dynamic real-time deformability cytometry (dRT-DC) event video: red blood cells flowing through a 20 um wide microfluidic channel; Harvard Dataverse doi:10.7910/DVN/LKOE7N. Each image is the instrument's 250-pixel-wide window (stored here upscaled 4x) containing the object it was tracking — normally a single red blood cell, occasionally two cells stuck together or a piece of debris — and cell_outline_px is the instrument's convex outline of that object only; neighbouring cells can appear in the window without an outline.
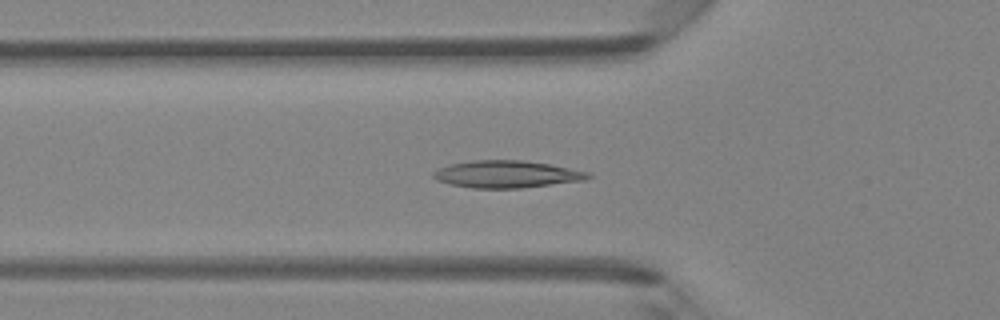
{"species": "Egyptian fruit bat (a non-hibernating species)", "species_latin": "Rousettus aegyptiacus", "temperature_condition": "room temperature", "stored_images_in_passage": 43, "camera_frame_rate_fps": 3000, "um_per_image_px": 0.085, "animal": {"sex": "female"}, "frame": {"image": 1, "passage_image": 12, "time_ms": 3.667, "image_size_px": [1000, 320], "cell_outline_px": [[592, 176], [588, 180], [520, 188], [472, 188], [452, 184], [436, 180], [432, 176], [432, 172], [448, 164], [472, 160], [524, 160], [552, 164], [588, 172]], "centroid_in_image_um": [43.09, 14.8], "position_along_channel_um": 82.7, "area_um2": 24.68}}
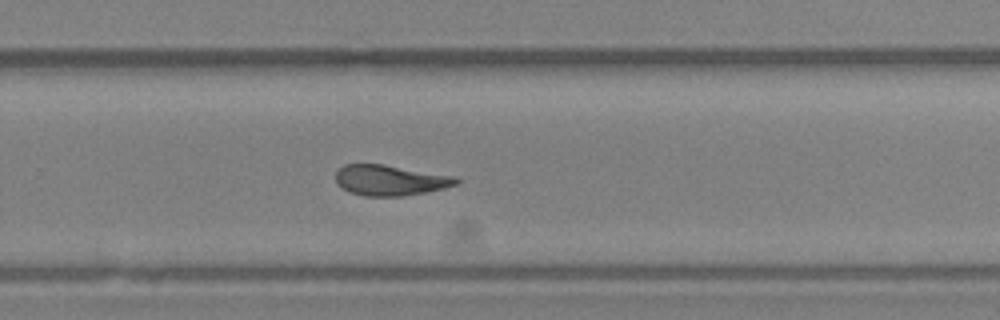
{"frame": {"image": 2, "passage_image": 27, "time_ms": 8.667, "image_size_px": [1000, 320], "cell_outline_px": [[460, 180], [456, 184], [444, 188], [404, 196], [364, 196], [348, 192], [340, 188], [336, 184], [336, 172], [344, 164], [384, 164], [456, 176]], "centroid_in_image_um": [33.13, 15.32], "position_along_channel_um": 296.7, "area_um2": 21.62}}
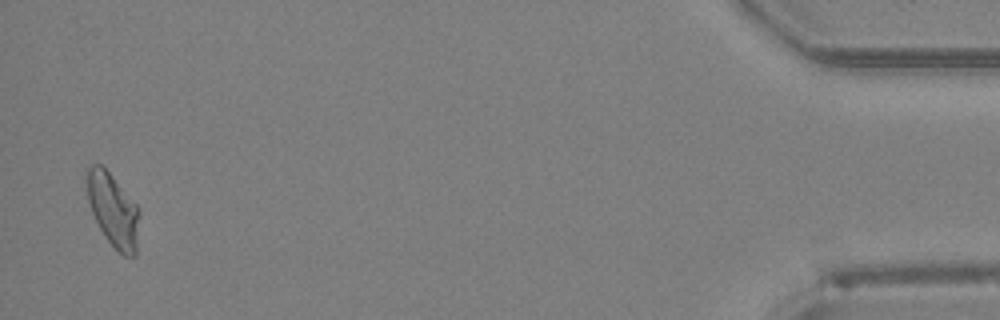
{"frame": {"image": 3, "passage_image": 42, "time_ms": 13.667, "image_size_px": [1000, 320], "cell_outline_px": [[140, 216], [136, 256], [124, 256], [116, 252], [100, 228], [92, 212], [88, 200], [84, 180], [84, 172], [92, 164], [100, 164], [112, 176], [136, 204], [140, 212]], "centroid_in_image_um": [9.6, 17.86], "position_along_channel_um": 425.6, "area_um2": 22.72}, "authors_computed_cell_mechanics": {"area_um2": 22.4842, "velocity_mm_per_s": 4.2915, "shape_relaxation_time_tau1_ms": null, "shape_relaxation_time_tau2_ms": 4.1127, "deformation_change_tau1": null, "deformation_change_tau2": 0.1025}}